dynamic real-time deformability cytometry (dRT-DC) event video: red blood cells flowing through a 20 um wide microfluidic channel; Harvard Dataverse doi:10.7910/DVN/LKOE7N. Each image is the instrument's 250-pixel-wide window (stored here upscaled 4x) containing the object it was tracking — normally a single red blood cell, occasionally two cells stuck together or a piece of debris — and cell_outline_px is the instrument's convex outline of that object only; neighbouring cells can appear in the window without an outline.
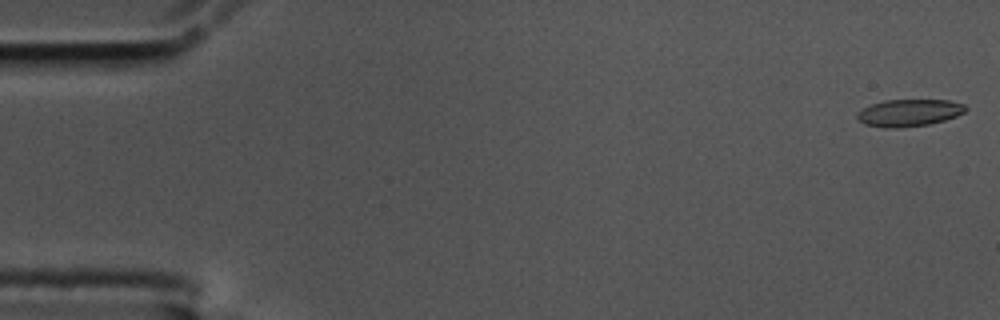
{"species": "common noctule bat (a hibernating species)", "species_latin": "Nyctalus noctula", "temperature_condition": "cold", "stored_images_in_passage": 58, "camera_frame_rate_fps": 3000, "um_per_image_px": 0.085, "animal": {"sex": "male", "body_mass_g": 17.5, "forearm_length_mm": 52.3}, "frame": {"image": 1, "passage_image": 1, "time_ms": 0.0, "image_size_px": [1000, 320], "cell_outline_px": [[968, 108], [964, 112], [956, 116], [944, 120], [928, 124], [896, 128], [884, 128], [864, 124], [856, 116], [856, 112], [872, 104], [884, 100], [948, 100], [964, 104]], "centroid_in_image_um": [77.26, 9.58], "position_along_channel_um": 7.7, "area_um2": 17.05}}
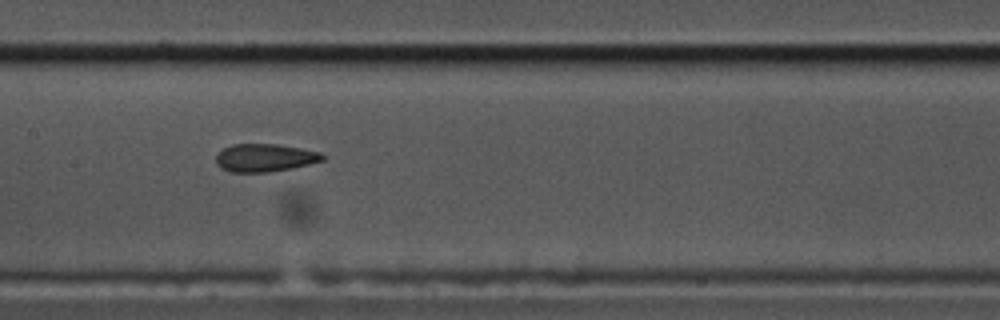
{"frame": {"image": 2, "passage_image": 28, "time_ms": 9.0, "image_size_px": [1000, 320], "cell_outline_px": [[324, 160], [292, 168], [268, 172], [228, 172], [220, 168], [216, 164], [216, 156], [224, 148], [232, 144], [276, 144], [300, 148], [320, 152], [324, 156]], "centroid_in_image_um": [22.48, 13.41], "position_along_channel_um": 184.9, "area_um2": 17.28}}
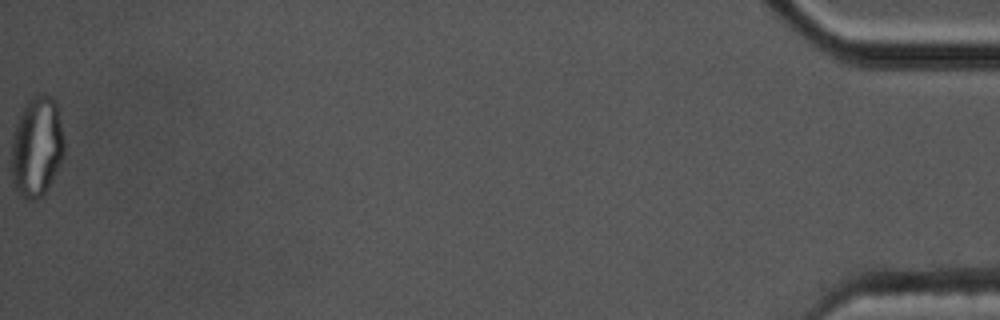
{"frame": {"image": 3, "passage_image": 58, "time_ms": 19.0, "image_size_px": [1000, 320], "cell_outline_px": [[64, 156], [48, 188], [36, 200], [24, 200], [20, 196], [12, 184], [12, 132], [24, 104], [32, 96], [40, 92], [44, 92], [56, 100], [64, 136]], "centroid_in_image_um": [3.13, 12.45], "position_along_channel_um": 432.1, "area_um2": 31.5}, "authors_computed_cell_mechanics": {"area_um2": 18.0336, "velocity_mm_per_s": 3.4839, "shape_relaxation_time_tau1_ms": null, "shape_relaxation_time_tau2_ms": 1.7452, "deformation_change_tau1": null, "deformation_change_tau2": 0.0885}}